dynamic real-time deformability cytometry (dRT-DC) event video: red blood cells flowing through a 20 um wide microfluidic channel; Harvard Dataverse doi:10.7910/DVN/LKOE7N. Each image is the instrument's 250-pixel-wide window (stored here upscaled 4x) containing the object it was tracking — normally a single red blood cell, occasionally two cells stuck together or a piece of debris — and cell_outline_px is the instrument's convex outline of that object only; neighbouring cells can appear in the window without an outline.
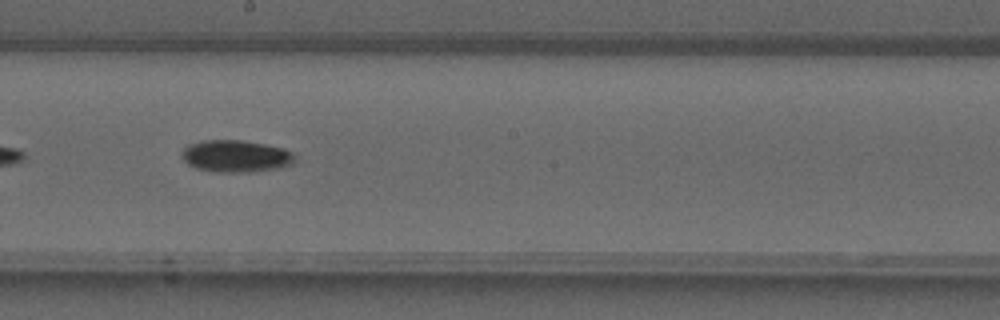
{"species": "common noctule bat (a hibernating species)", "species_latin": "Nyctalus noctula", "temperature_condition": "warm", "stored_images_in_passage": 27, "camera_frame_rate_fps": 3000, "um_per_image_px": 0.085, "animal": {"sex": "male", "forearm_length_mm": 52.5}, "frame": {"image": 1, "passage_image": 12, "time_ms": 3.667, "image_size_px": [1000, 320], "cell_outline_px": [[296, 156], [292, 164], [280, 168], [248, 172], [216, 172], [196, 168], [188, 164], [184, 160], [180, 152], [188, 144], [204, 140], [240, 140], [264, 144], [284, 148], [292, 152]], "centroid_in_image_um": [20.04, 13.27], "position_along_channel_um": 228.2, "area_um2": 21.21}}